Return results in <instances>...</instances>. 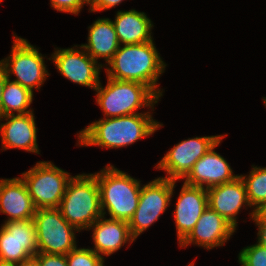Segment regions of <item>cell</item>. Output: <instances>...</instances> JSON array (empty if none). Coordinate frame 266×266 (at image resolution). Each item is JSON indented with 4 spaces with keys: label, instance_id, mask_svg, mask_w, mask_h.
<instances>
[{
    "label": "cell",
    "instance_id": "1",
    "mask_svg": "<svg viewBox=\"0 0 266 266\" xmlns=\"http://www.w3.org/2000/svg\"><path fill=\"white\" fill-rule=\"evenodd\" d=\"M147 112L114 118H101L78 132L77 145L99 146L102 149H118L148 138L163 126Z\"/></svg>",
    "mask_w": 266,
    "mask_h": 266
},
{
    "label": "cell",
    "instance_id": "2",
    "mask_svg": "<svg viewBox=\"0 0 266 266\" xmlns=\"http://www.w3.org/2000/svg\"><path fill=\"white\" fill-rule=\"evenodd\" d=\"M161 58L153 40L120 45L104 71L110 79L143 83L160 98L163 89H159L157 82L167 66Z\"/></svg>",
    "mask_w": 266,
    "mask_h": 266
},
{
    "label": "cell",
    "instance_id": "3",
    "mask_svg": "<svg viewBox=\"0 0 266 266\" xmlns=\"http://www.w3.org/2000/svg\"><path fill=\"white\" fill-rule=\"evenodd\" d=\"M94 175L99 186L103 216L107 215V211L109 218L129 222L138 206L141 181L111 164Z\"/></svg>",
    "mask_w": 266,
    "mask_h": 266
},
{
    "label": "cell",
    "instance_id": "4",
    "mask_svg": "<svg viewBox=\"0 0 266 266\" xmlns=\"http://www.w3.org/2000/svg\"><path fill=\"white\" fill-rule=\"evenodd\" d=\"M62 216L79 232L88 228L103 216L100 192L93 173L73 176L58 207Z\"/></svg>",
    "mask_w": 266,
    "mask_h": 266
},
{
    "label": "cell",
    "instance_id": "5",
    "mask_svg": "<svg viewBox=\"0 0 266 266\" xmlns=\"http://www.w3.org/2000/svg\"><path fill=\"white\" fill-rule=\"evenodd\" d=\"M97 105L101 108L104 118H114L137 114L138 109H153L159 97L145 84L136 81H120L107 77V84L101 82L94 90Z\"/></svg>",
    "mask_w": 266,
    "mask_h": 266
},
{
    "label": "cell",
    "instance_id": "6",
    "mask_svg": "<svg viewBox=\"0 0 266 266\" xmlns=\"http://www.w3.org/2000/svg\"><path fill=\"white\" fill-rule=\"evenodd\" d=\"M13 38L11 53L0 60V65L9 80L34 93L33 89L40 90L50 75L44 61L46 56L39 53V49L31 45L27 39L16 34H13ZM12 74L16 76L14 80L10 79Z\"/></svg>",
    "mask_w": 266,
    "mask_h": 266
},
{
    "label": "cell",
    "instance_id": "7",
    "mask_svg": "<svg viewBox=\"0 0 266 266\" xmlns=\"http://www.w3.org/2000/svg\"><path fill=\"white\" fill-rule=\"evenodd\" d=\"M72 177L51 161H39L21 174L36 209L58 208Z\"/></svg>",
    "mask_w": 266,
    "mask_h": 266
},
{
    "label": "cell",
    "instance_id": "8",
    "mask_svg": "<svg viewBox=\"0 0 266 266\" xmlns=\"http://www.w3.org/2000/svg\"><path fill=\"white\" fill-rule=\"evenodd\" d=\"M38 252L67 255L77 247L75 227L68 223L58 208H38L33 217Z\"/></svg>",
    "mask_w": 266,
    "mask_h": 266
},
{
    "label": "cell",
    "instance_id": "9",
    "mask_svg": "<svg viewBox=\"0 0 266 266\" xmlns=\"http://www.w3.org/2000/svg\"><path fill=\"white\" fill-rule=\"evenodd\" d=\"M176 183L177 181L162 176L141 186L137 209L128 222L130 234L134 240L168 209Z\"/></svg>",
    "mask_w": 266,
    "mask_h": 266
},
{
    "label": "cell",
    "instance_id": "10",
    "mask_svg": "<svg viewBox=\"0 0 266 266\" xmlns=\"http://www.w3.org/2000/svg\"><path fill=\"white\" fill-rule=\"evenodd\" d=\"M226 135L193 137L175 144L156 164L155 169L164 170L169 180H183L194 164Z\"/></svg>",
    "mask_w": 266,
    "mask_h": 266
},
{
    "label": "cell",
    "instance_id": "11",
    "mask_svg": "<svg viewBox=\"0 0 266 266\" xmlns=\"http://www.w3.org/2000/svg\"><path fill=\"white\" fill-rule=\"evenodd\" d=\"M33 219L4 222L0 228V264L16 265L38 253Z\"/></svg>",
    "mask_w": 266,
    "mask_h": 266
},
{
    "label": "cell",
    "instance_id": "12",
    "mask_svg": "<svg viewBox=\"0 0 266 266\" xmlns=\"http://www.w3.org/2000/svg\"><path fill=\"white\" fill-rule=\"evenodd\" d=\"M54 50L51 57L47 59L52 60L63 77L95 90L100 83L99 75L103 67L100 62L95 61L80 45Z\"/></svg>",
    "mask_w": 266,
    "mask_h": 266
},
{
    "label": "cell",
    "instance_id": "13",
    "mask_svg": "<svg viewBox=\"0 0 266 266\" xmlns=\"http://www.w3.org/2000/svg\"><path fill=\"white\" fill-rule=\"evenodd\" d=\"M236 229L208 206L198 219L193 230L179 246L187 248L189 244H194L209 251L210 249L224 246L225 242L236 232Z\"/></svg>",
    "mask_w": 266,
    "mask_h": 266
},
{
    "label": "cell",
    "instance_id": "14",
    "mask_svg": "<svg viewBox=\"0 0 266 266\" xmlns=\"http://www.w3.org/2000/svg\"><path fill=\"white\" fill-rule=\"evenodd\" d=\"M208 207L207 189L183 183L176 201L173 218L178 244L193 230L198 219Z\"/></svg>",
    "mask_w": 266,
    "mask_h": 266
},
{
    "label": "cell",
    "instance_id": "15",
    "mask_svg": "<svg viewBox=\"0 0 266 266\" xmlns=\"http://www.w3.org/2000/svg\"><path fill=\"white\" fill-rule=\"evenodd\" d=\"M7 121L1 123V121ZM34 112L0 117L1 148L5 151L16 148L40 154L37 144Z\"/></svg>",
    "mask_w": 266,
    "mask_h": 266
},
{
    "label": "cell",
    "instance_id": "16",
    "mask_svg": "<svg viewBox=\"0 0 266 266\" xmlns=\"http://www.w3.org/2000/svg\"><path fill=\"white\" fill-rule=\"evenodd\" d=\"M221 141L222 139L196 161L191 171L183 179L185 184L207 189L215 185L231 182L239 176V174H234L226 159L215 152V148Z\"/></svg>",
    "mask_w": 266,
    "mask_h": 266
},
{
    "label": "cell",
    "instance_id": "17",
    "mask_svg": "<svg viewBox=\"0 0 266 266\" xmlns=\"http://www.w3.org/2000/svg\"><path fill=\"white\" fill-rule=\"evenodd\" d=\"M208 206L225 218L235 228L241 208L250 207L243 180H235L207 188Z\"/></svg>",
    "mask_w": 266,
    "mask_h": 266
},
{
    "label": "cell",
    "instance_id": "18",
    "mask_svg": "<svg viewBox=\"0 0 266 266\" xmlns=\"http://www.w3.org/2000/svg\"><path fill=\"white\" fill-rule=\"evenodd\" d=\"M36 208L21 177L0 179V213L7 214L4 222L31 220Z\"/></svg>",
    "mask_w": 266,
    "mask_h": 266
},
{
    "label": "cell",
    "instance_id": "19",
    "mask_svg": "<svg viewBox=\"0 0 266 266\" xmlns=\"http://www.w3.org/2000/svg\"><path fill=\"white\" fill-rule=\"evenodd\" d=\"M105 217L98 218L88 228V231H93L94 248L91 249L102 258L112 255L125 244L130 246L135 241L130 234L128 222Z\"/></svg>",
    "mask_w": 266,
    "mask_h": 266
},
{
    "label": "cell",
    "instance_id": "20",
    "mask_svg": "<svg viewBox=\"0 0 266 266\" xmlns=\"http://www.w3.org/2000/svg\"><path fill=\"white\" fill-rule=\"evenodd\" d=\"M87 43L80 46L95 60L104 59L108 63L118 50L120 43L113 20L98 18L88 27Z\"/></svg>",
    "mask_w": 266,
    "mask_h": 266
},
{
    "label": "cell",
    "instance_id": "21",
    "mask_svg": "<svg viewBox=\"0 0 266 266\" xmlns=\"http://www.w3.org/2000/svg\"><path fill=\"white\" fill-rule=\"evenodd\" d=\"M113 23L120 45L142 44L153 40V22L145 12L118 10Z\"/></svg>",
    "mask_w": 266,
    "mask_h": 266
},
{
    "label": "cell",
    "instance_id": "22",
    "mask_svg": "<svg viewBox=\"0 0 266 266\" xmlns=\"http://www.w3.org/2000/svg\"><path fill=\"white\" fill-rule=\"evenodd\" d=\"M33 96L29 89L7 79L2 92V116L34 112L30 108Z\"/></svg>",
    "mask_w": 266,
    "mask_h": 266
},
{
    "label": "cell",
    "instance_id": "23",
    "mask_svg": "<svg viewBox=\"0 0 266 266\" xmlns=\"http://www.w3.org/2000/svg\"><path fill=\"white\" fill-rule=\"evenodd\" d=\"M244 182L247 197L252 209L249 216H254L266 205V167L252 165L249 175H239Z\"/></svg>",
    "mask_w": 266,
    "mask_h": 266
},
{
    "label": "cell",
    "instance_id": "24",
    "mask_svg": "<svg viewBox=\"0 0 266 266\" xmlns=\"http://www.w3.org/2000/svg\"><path fill=\"white\" fill-rule=\"evenodd\" d=\"M91 248H78L71 250L66 255L68 266H101L105 261Z\"/></svg>",
    "mask_w": 266,
    "mask_h": 266
},
{
    "label": "cell",
    "instance_id": "25",
    "mask_svg": "<svg viewBox=\"0 0 266 266\" xmlns=\"http://www.w3.org/2000/svg\"><path fill=\"white\" fill-rule=\"evenodd\" d=\"M238 262L241 266H266V246L257 241L244 247L238 254Z\"/></svg>",
    "mask_w": 266,
    "mask_h": 266
},
{
    "label": "cell",
    "instance_id": "26",
    "mask_svg": "<svg viewBox=\"0 0 266 266\" xmlns=\"http://www.w3.org/2000/svg\"><path fill=\"white\" fill-rule=\"evenodd\" d=\"M50 3L56 11L78 15L85 4L89 5V0H50Z\"/></svg>",
    "mask_w": 266,
    "mask_h": 266
},
{
    "label": "cell",
    "instance_id": "27",
    "mask_svg": "<svg viewBox=\"0 0 266 266\" xmlns=\"http://www.w3.org/2000/svg\"><path fill=\"white\" fill-rule=\"evenodd\" d=\"M34 257L38 260L39 266H68L66 255L38 252Z\"/></svg>",
    "mask_w": 266,
    "mask_h": 266
},
{
    "label": "cell",
    "instance_id": "28",
    "mask_svg": "<svg viewBox=\"0 0 266 266\" xmlns=\"http://www.w3.org/2000/svg\"><path fill=\"white\" fill-rule=\"evenodd\" d=\"M124 0H89V11L90 12H100L104 10L111 9Z\"/></svg>",
    "mask_w": 266,
    "mask_h": 266
},
{
    "label": "cell",
    "instance_id": "29",
    "mask_svg": "<svg viewBox=\"0 0 266 266\" xmlns=\"http://www.w3.org/2000/svg\"><path fill=\"white\" fill-rule=\"evenodd\" d=\"M252 221L258 227L257 241L261 245L266 246V221L258 213L254 216Z\"/></svg>",
    "mask_w": 266,
    "mask_h": 266
},
{
    "label": "cell",
    "instance_id": "30",
    "mask_svg": "<svg viewBox=\"0 0 266 266\" xmlns=\"http://www.w3.org/2000/svg\"><path fill=\"white\" fill-rule=\"evenodd\" d=\"M7 79L8 77L3 67L0 65V117H2V92Z\"/></svg>",
    "mask_w": 266,
    "mask_h": 266
},
{
    "label": "cell",
    "instance_id": "31",
    "mask_svg": "<svg viewBox=\"0 0 266 266\" xmlns=\"http://www.w3.org/2000/svg\"><path fill=\"white\" fill-rule=\"evenodd\" d=\"M15 266H39V262L35 257H30Z\"/></svg>",
    "mask_w": 266,
    "mask_h": 266
},
{
    "label": "cell",
    "instance_id": "32",
    "mask_svg": "<svg viewBox=\"0 0 266 266\" xmlns=\"http://www.w3.org/2000/svg\"><path fill=\"white\" fill-rule=\"evenodd\" d=\"M258 214L266 221V205L258 212Z\"/></svg>",
    "mask_w": 266,
    "mask_h": 266
},
{
    "label": "cell",
    "instance_id": "33",
    "mask_svg": "<svg viewBox=\"0 0 266 266\" xmlns=\"http://www.w3.org/2000/svg\"><path fill=\"white\" fill-rule=\"evenodd\" d=\"M0 266H15V265L0 264Z\"/></svg>",
    "mask_w": 266,
    "mask_h": 266
},
{
    "label": "cell",
    "instance_id": "34",
    "mask_svg": "<svg viewBox=\"0 0 266 266\" xmlns=\"http://www.w3.org/2000/svg\"><path fill=\"white\" fill-rule=\"evenodd\" d=\"M264 105L266 106V97H263Z\"/></svg>",
    "mask_w": 266,
    "mask_h": 266
},
{
    "label": "cell",
    "instance_id": "35",
    "mask_svg": "<svg viewBox=\"0 0 266 266\" xmlns=\"http://www.w3.org/2000/svg\"><path fill=\"white\" fill-rule=\"evenodd\" d=\"M187 266H194V261L193 262H191L189 265H187Z\"/></svg>",
    "mask_w": 266,
    "mask_h": 266
}]
</instances>
